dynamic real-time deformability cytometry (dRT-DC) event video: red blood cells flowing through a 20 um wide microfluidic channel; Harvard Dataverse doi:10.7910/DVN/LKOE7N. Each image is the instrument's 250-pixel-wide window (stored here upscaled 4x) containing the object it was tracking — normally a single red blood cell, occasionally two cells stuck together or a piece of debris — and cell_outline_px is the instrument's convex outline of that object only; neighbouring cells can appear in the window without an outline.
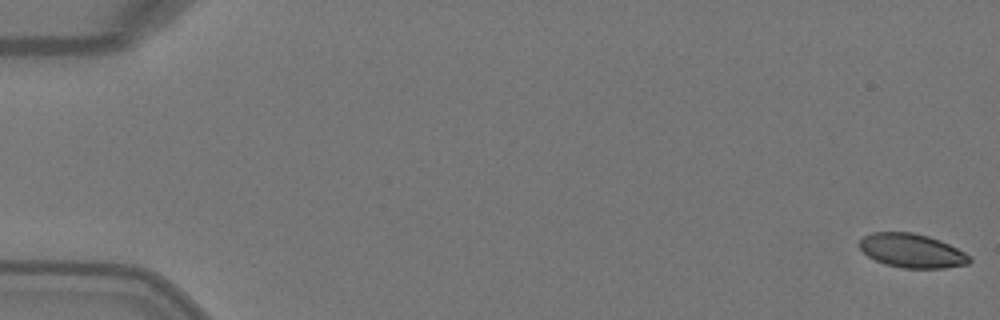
{"species": "Egyptian fruit bat (a non-hibernating species)", "species_latin": "Rousettus aegyptiacus", "temperature_condition": "warm", "stored_images_in_passage": 4, "camera_frame_rate_fps": 3000, "um_per_image_px": 0.085, "animal": {"sex": "female"}, "frame": {"image": 1, "passage_image": 1, "time_ms": 0.0, "image_size_px": [1000, 320], "cell_outline_px": [[972, 260], [968, 264], [944, 268], [904, 268], [884, 264], [868, 256], [860, 248], [860, 240], [864, 236], [872, 232], [912, 232], [928, 236], [940, 240], [972, 256]], "centroid_in_image_um": [77.53, 21.31], "position_along_channel_um": 7.5, "area_um2": 21.73}}
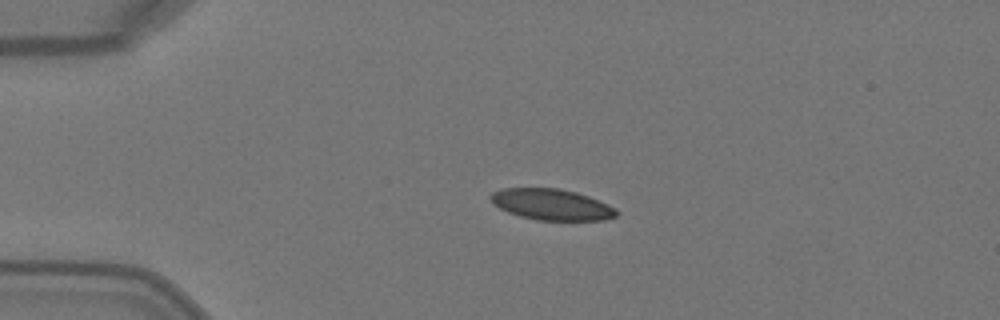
{"frame": {"image": 2, "passage_image": 4, "time_ms": 1.0, "image_size_px": [1000, 320], "cell_outline_px": [[620, 212], [616, 216], [604, 220], [536, 220], [520, 216], [508, 212], [492, 204], [488, 196], [492, 192], [500, 188], [560, 188], [576, 192], [588, 196], [608, 204], [616, 208]], "centroid_in_image_um": [46.87, 17.38], "position_along_channel_um": 38.1, "area_um2": 23.0}}